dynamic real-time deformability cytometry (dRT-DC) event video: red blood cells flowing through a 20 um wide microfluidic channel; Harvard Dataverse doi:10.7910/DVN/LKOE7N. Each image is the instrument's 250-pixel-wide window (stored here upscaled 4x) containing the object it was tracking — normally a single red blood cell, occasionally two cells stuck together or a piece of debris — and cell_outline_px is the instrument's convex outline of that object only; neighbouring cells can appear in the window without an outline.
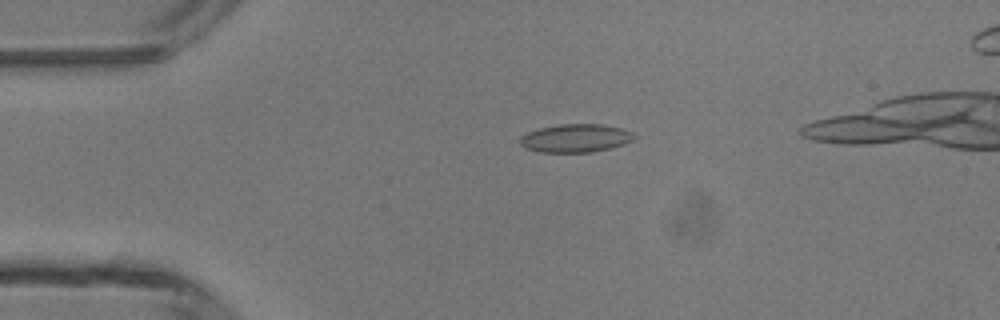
{"species": "common noctule bat (a hibernating species)", "species_latin": "Nyctalus noctula", "temperature_condition": "room temperature", "stored_images_in_passage": 5, "camera_frame_rate_fps": 3000, "um_per_image_px": 0.085, "animal": {"sex": "male", "body_mass_g": 13.3}, "frame": {"image": 1, "passage_image": 3, "time_ms": 3.333, "image_size_px": [1000, 320], "cell_outline_px": [[636, 136], [632, 140], [624, 144], [612, 148], [592, 152], [540, 152], [524, 148], [520, 144], [520, 136], [528, 132], [540, 128], [560, 124], [604, 124], [624, 128], [632, 132]], "centroid_in_image_um": [48.95, 11.74], "position_along_channel_um": 36.1, "area_um2": 18.96}}